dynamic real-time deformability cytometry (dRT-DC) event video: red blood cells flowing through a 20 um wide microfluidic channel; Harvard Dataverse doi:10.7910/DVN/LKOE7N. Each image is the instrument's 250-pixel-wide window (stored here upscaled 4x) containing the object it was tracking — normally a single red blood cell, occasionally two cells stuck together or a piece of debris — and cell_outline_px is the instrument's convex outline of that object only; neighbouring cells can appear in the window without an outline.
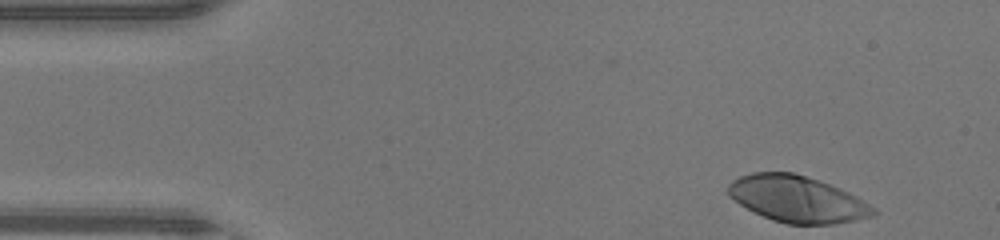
{"species": "human", "species_latin": "Homo sapiens", "temperature_condition": "warm", "stored_images_in_passage": 36, "camera_frame_rate_fps": 3000, "um_per_image_px": 0.085, "donor": {"sex": "male"}, "frame": {"image": 1, "passage_image": 1, "time_ms": 0.0, "image_size_px": [1000, 240], "cell_outline_px": [[880, 212], [872, 216], [856, 220], [832, 224], [788, 224], [772, 220], [740, 204], [728, 196], [724, 192], [728, 184], [732, 180], [740, 176], [752, 172], [792, 172], [828, 184], [848, 192], [856, 196], [876, 208]], "centroid_in_image_um": [67.74, 16.92], "position_along_channel_um": 17.3, "area_um2": 39.19}}
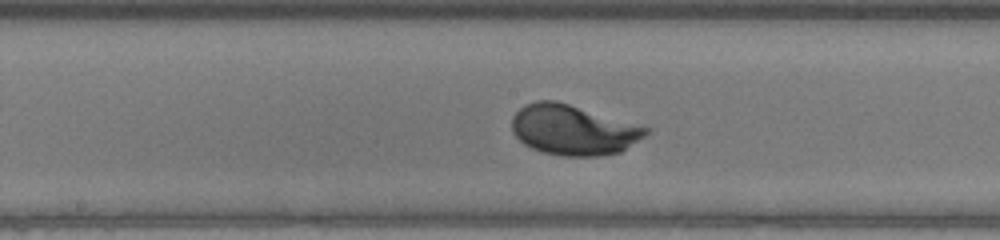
{"frame": {"image": 2, "passage_image": 20, "time_ms": 6.333, "image_size_px": [1000, 240], "cell_outline_px": [[648, 132], [644, 136], [620, 152], [600, 156], [564, 156], [544, 152], [532, 148], [524, 144], [512, 132], [512, 116], [524, 104], [536, 100], [556, 100], [648, 128]], "centroid_in_image_um": [48.66, 11.04], "position_along_channel_um": 199.5, "area_um2": 38.73}}
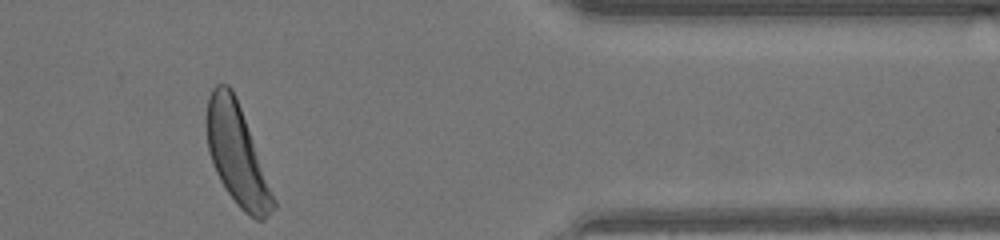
{"frame": {"image": 3, "passage_image": 35, "time_ms": 11.333, "image_size_px": [1000, 240], "cell_outline_px": [[276, 208], [264, 220], [256, 220], [248, 216], [240, 208], [228, 192], [220, 180], [216, 172], [208, 152], [204, 120], [208, 96], [212, 88], [216, 84], [228, 84], [232, 88], [236, 96], [276, 200]], "centroid_in_image_um": [20.11, 13.12], "position_along_channel_um": 391.3, "area_um2": 39.13}, "authors_computed_cell_mechanics": {"area_um2": 38.3214, "velocity_mm_per_s": 4.4045, "shape_relaxation_time_tau1_ms": 1.7123, "shape_relaxation_time_tau2_ms": null, "deformation_change_tau1": 0.17, "deformation_change_tau2": null}}